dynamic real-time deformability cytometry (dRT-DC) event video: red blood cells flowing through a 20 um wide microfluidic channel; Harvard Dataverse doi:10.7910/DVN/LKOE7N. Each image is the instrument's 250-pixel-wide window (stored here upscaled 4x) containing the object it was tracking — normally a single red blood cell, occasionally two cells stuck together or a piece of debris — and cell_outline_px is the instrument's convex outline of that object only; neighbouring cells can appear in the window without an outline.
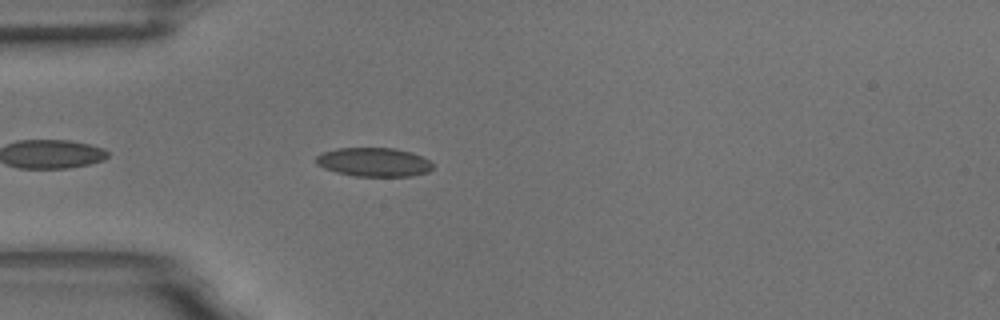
{"species": "common noctule bat (a hibernating species)", "species_latin": "Nyctalus noctula", "temperature_condition": "room temperature", "stored_images_in_passage": 14, "camera_frame_rate_fps": 3000, "um_per_image_px": 0.085, "animal": {"sex": "male", "body_mass_g": 18.8}, "frame": {"image": 1, "passage_image": 5, "time_ms": 1.333, "image_size_px": [1000, 320], "cell_outline_px": [[432, 168], [428, 172], [412, 176], [352, 176], [336, 172], [324, 168], [316, 164], [316, 156], [324, 152], [336, 148], [392, 148], [412, 152], [428, 160], [432, 164]], "centroid_in_image_um": [31.76, 13.78], "position_along_channel_um": 53.2, "area_um2": 19.59}}